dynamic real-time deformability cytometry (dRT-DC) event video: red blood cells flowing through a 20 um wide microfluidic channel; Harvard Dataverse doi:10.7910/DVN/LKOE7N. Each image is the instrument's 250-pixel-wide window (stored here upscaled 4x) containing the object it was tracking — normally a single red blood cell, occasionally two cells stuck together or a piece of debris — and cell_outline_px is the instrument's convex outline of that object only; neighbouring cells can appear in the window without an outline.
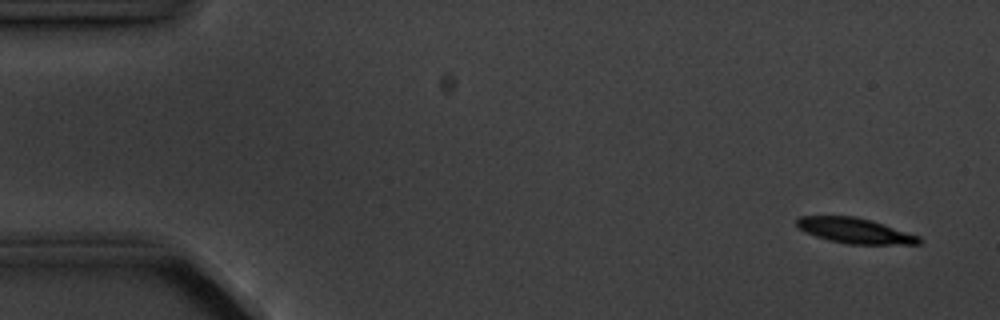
{"species": "common noctule bat (a hibernating species)", "species_latin": "Nyctalus noctula", "temperature_condition": "cold", "stored_images_in_passage": 8, "camera_frame_rate_fps": 3000, "um_per_image_px": 0.085, "animal": {"sex": "male", "body_mass_g": 20.1, "forearm_length_mm": 53.5}, "frame": {"image": 1, "passage_image": 1, "time_ms": 0.0, "image_size_px": [1000, 320], "cell_outline_px": [[920, 244], [848, 244], [828, 240], [804, 232], [796, 228], [796, 220], [800, 216], [852, 216], [868, 220], [920, 236]], "centroid_in_image_um": [72.59, 19.61], "position_along_channel_um": 12.4, "area_um2": 17.8}}
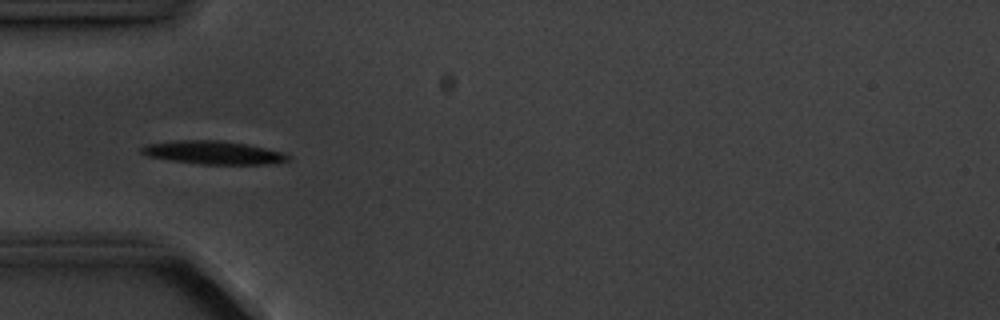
{"frame": {"image": 2, "passage_image": 5, "time_ms": 4.667, "image_size_px": [1000, 320], "cell_outline_px": [[288, 160], [276, 164], [200, 164], [168, 160], [148, 156], [140, 152], [140, 148], [148, 144], [176, 140], [220, 140], [244, 144], [264, 148], [280, 152], [288, 156]], "centroid_in_image_um": [18.08, 12.97], "position_along_channel_um": 66.9, "area_um2": 19.65}}